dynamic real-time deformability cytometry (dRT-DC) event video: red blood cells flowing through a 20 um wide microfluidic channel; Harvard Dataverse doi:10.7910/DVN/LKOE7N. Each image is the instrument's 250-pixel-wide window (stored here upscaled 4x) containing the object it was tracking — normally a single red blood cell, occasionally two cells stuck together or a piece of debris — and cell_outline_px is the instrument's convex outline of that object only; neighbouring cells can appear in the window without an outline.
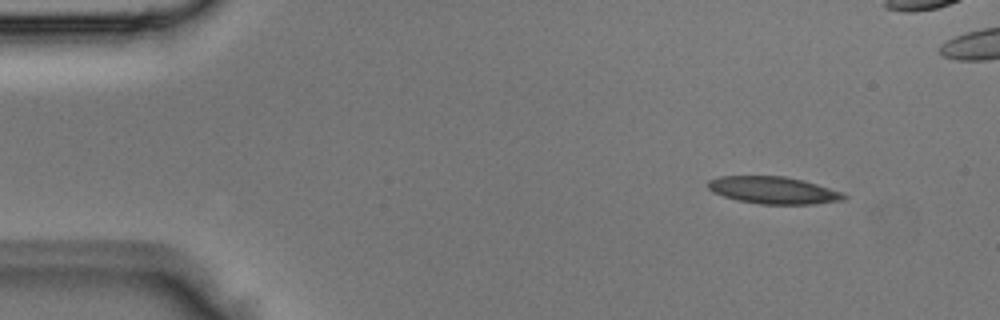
{"species": "Egyptian fruit bat (a non-hibernating species)", "species_latin": "Rousettus aegyptiacus", "temperature_condition": "room temperature", "stored_images_in_passage": 4, "camera_frame_rate_fps": 3000, "um_per_image_px": 0.085, "animal": {"sex": "male"}, "frame": {"image": 1, "passage_image": 1, "time_ms": 0.0, "image_size_px": [1000, 320], "cell_outline_px": [[848, 196], [844, 200], [812, 204], [760, 204], [736, 200], [712, 192], [708, 188], [708, 180], [720, 176], [784, 176], [804, 180], [844, 192]], "centroid_in_image_um": [65.76, 16.17], "position_along_channel_um": 19.2, "area_um2": 21.68}}